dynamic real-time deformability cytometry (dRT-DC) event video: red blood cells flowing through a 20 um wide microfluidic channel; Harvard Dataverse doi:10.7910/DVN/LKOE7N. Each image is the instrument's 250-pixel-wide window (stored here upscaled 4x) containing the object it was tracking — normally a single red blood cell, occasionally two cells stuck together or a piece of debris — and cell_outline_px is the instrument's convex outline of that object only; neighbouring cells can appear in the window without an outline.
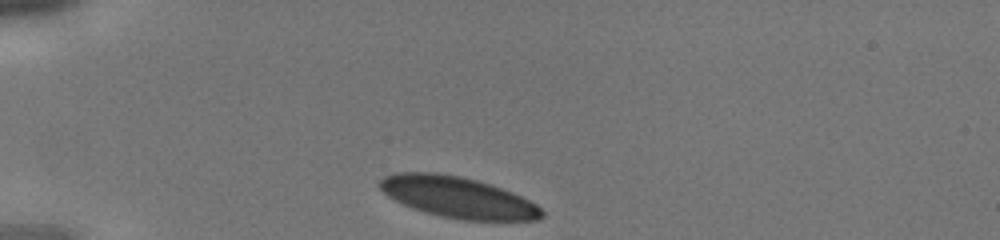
{"species": "human", "species_latin": "Homo sapiens", "temperature_condition": "cold", "stored_images_in_passage": 26, "camera_frame_rate_fps": 3000, "um_per_image_px": 0.085, "donor": {"sex": "male"}, "frame": {"image": 1, "passage_image": 1, "time_ms": 0.0, "image_size_px": [1000, 240], "cell_outline_px": [[544, 216], [536, 220], [464, 220], [440, 216], [424, 212], [412, 208], [388, 196], [376, 184], [384, 176], [396, 172], [436, 172], [460, 176], [476, 180], [512, 192], [536, 204], [544, 212]], "centroid_in_image_um": [38.88, 16.76], "position_along_channel_um": 46.1, "area_um2": 38.61}}
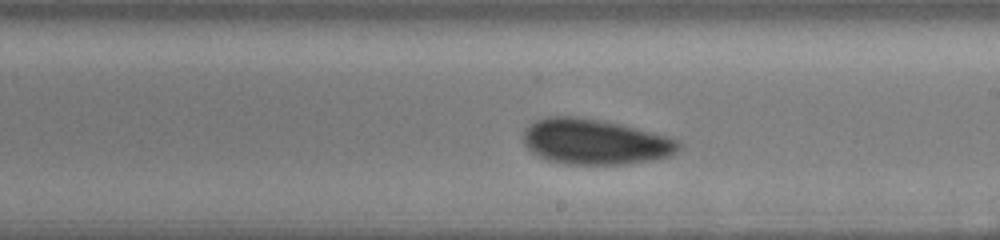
{"frame": {"image": 2, "passage_image": 15, "time_ms": 4.667, "image_size_px": [1000, 240], "cell_outline_px": [[684, 148], [672, 156], [652, 160], [628, 164], [564, 164], [548, 160], [532, 152], [524, 144], [524, 128], [528, 124], [536, 120], [548, 116], [572, 116], [600, 120], [620, 124], [668, 136], [680, 140], [684, 144]], "centroid_in_image_um": [50.63, 12.05], "position_along_channel_um": 238.4, "area_um2": 41.56}}
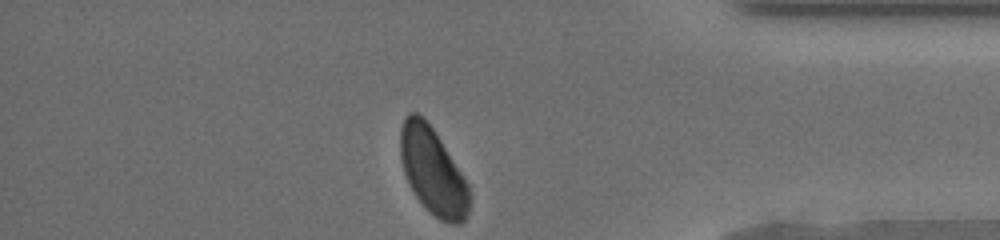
{"frame": {"image": 3, "passage_image": 26, "time_ms": 8.333, "image_size_px": [1000, 240], "cell_outline_px": [[468, 212], [464, 220], [460, 224], [448, 224], [440, 220], [416, 196], [404, 172], [400, 156], [400, 128], [404, 116], [408, 112], [416, 112], [424, 116], [440, 140], [468, 184]], "centroid_in_image_um": [36.75, 14.5], "position_along_channel_um": 398.4, "area_um2": 34.22}}